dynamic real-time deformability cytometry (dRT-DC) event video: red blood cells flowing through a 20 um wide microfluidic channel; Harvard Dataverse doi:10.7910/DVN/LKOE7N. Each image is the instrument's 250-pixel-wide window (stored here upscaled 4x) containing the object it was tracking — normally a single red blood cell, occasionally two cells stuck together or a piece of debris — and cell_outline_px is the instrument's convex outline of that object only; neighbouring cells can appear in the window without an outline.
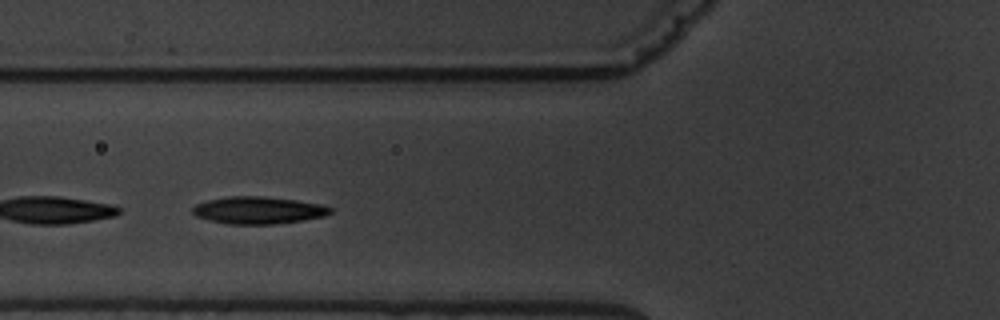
{"species": "common noctule bat (a hibernating species)", "species_latin": "Nyctalus noctula", "temperature_condition": "warm", "stored_images_in_passage": 4, "camera_frame_rate_fps": 3000, "um_per_image_px": 0.085, "animal": {"sex": "male", "body_mass_g": 19.5, "forearm_length_mm": 54.6}, "frame": {"image": 1, "passage_image": 4, "time_ms": 3.667, "image_size_px": [1000, 320], "cell_outline_px": [[332, 212], [324, 216], [304, 220], [272, 224], [228, 224], [196, 216], [192, 212], [192, 208], [196, 204], [208, 200], [228, 196], [264, 196], [296, 200], [324, 204], [332, 208]], "centroid_in_image_um": [21.99, 17.86], "position_along_channel_um": 103.8, "area_um2": 21.85}}